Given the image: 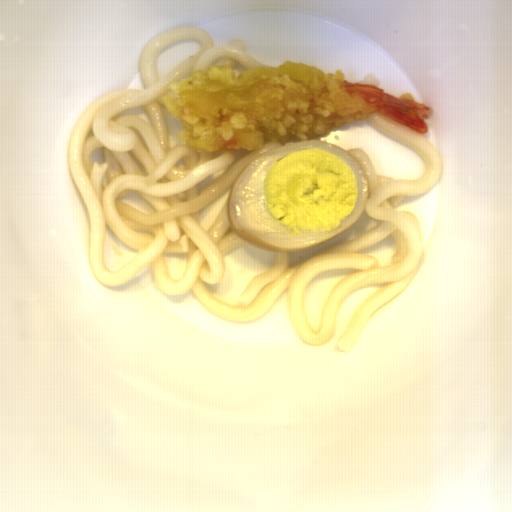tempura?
Returning a JSON list of instances; mask_svg holds the SVG:
<instances>
[{
	"instance_id": "obj_1",
	"label": "tempura",
	"mask_w": 512,
	"mask_h": 512,
	"mask_svg": "<svg viewBox=\"0 0 512 512\" xmlns=\"http://www.w3.org/2000/svg\"><path fill=\"white\" fill-rule=\"evenodd\" d=\"M335 73V74H334ZM325 73L305 62L243 70L237 77L228 64L197 69L169 89L179 98L162 96L169 113L185 128L177 140L194 151H256L269 141L291 137L308 141L333 126L365 121L374 113L425 135L433 109L411 93L397 98L385 88L350 82L341 69Z\"/></svg>"
}]
</instances>
